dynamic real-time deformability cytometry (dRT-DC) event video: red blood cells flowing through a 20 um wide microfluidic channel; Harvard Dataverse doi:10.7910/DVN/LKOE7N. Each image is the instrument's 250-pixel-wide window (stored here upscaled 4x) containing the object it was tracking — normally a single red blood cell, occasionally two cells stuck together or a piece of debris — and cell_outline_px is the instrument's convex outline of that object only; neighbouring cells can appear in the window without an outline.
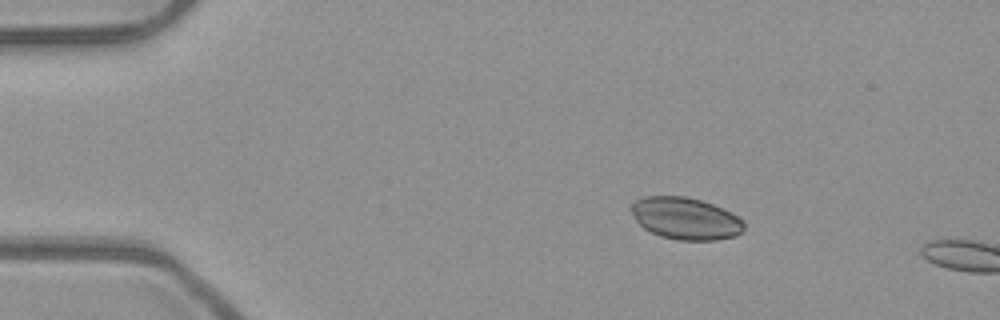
{"species": "common noctule bat (a hibernating species)", "species_latin": "Nyctalus noctula", "temperature_condition": "room temperature", "stored_images_in_passage": 2, "camera_frame_rate_fps": 3000, "um_per_image_px": 0.085, "animal": {"sex": "male", "body_mass_g": 23.1, "forearm_length_mm": 52.7}, "frame": {"image": 1, "passage_image": 1, "time_ms": 0.0, "image_size_px": [1000, 320], "cell_outline_px": [[744, 228], [736, 236], [716, 240], [676, 240], [660, 236], [644, 228], [636, 220], [628, 208], [636, 200], [644, 196], [684, 196], [700, 200], [712, 204], [732, 212], [744, 220]], "centroid_in_image_um": [58.27, 18.57], "position_along_channel_um": 26.7, "area_um2": 27.74}}